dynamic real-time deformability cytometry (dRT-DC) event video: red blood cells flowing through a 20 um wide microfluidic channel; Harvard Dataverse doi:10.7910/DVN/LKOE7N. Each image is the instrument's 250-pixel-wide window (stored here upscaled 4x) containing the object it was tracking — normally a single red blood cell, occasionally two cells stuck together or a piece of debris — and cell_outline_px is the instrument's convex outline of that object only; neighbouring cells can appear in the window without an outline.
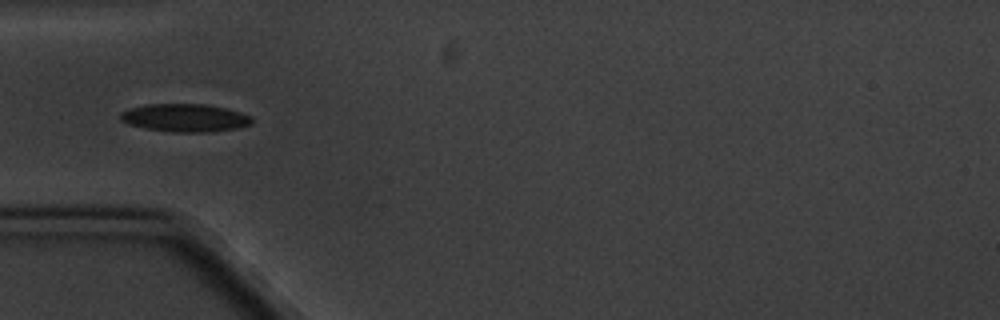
{"species": "common noctule bat (a hibernating species)", "species_latin": "Nyctalus noctula", "temperature_condition": "cold", "stored_images_in_passage": 8, "camera_frame_rate_fps": 3000, "um_per_image_px": 0.085, "animal": {"sex": "male", "body_mass_g": 20.1, "forearm_length_mm": 53.5}, "frame": {"image": 1, "passage_image": 2, "time_ms": 1.0, "image_size_px": [1000, 320], "cell_outline_px": [[252, 124], [236, 128], [212, 132], [172, 132], [144, 128], [128, 124], [120, 120], [120, 112], [128, 108], [148, 104], [204, 104], [224, 108], [240, 112], [252, 116]], "centroid_in_image_um": [15.7, 10.02], "position_along_channel_um": 69.3, "area_um2": 21.5}}
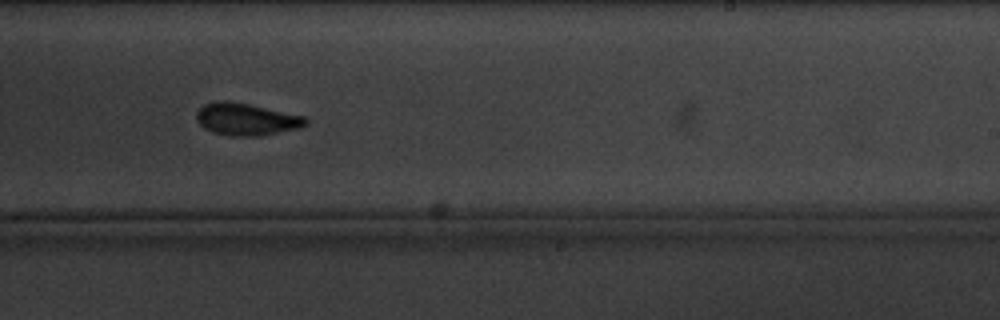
{"frame": {"image": 2, "passage_image": 7, "time_ms": 7.0, "image_size_px": [1000, 320], "cell_outline_px": [[308, 124], [300, 128], [256, 136], [228, 136], [212, 132], [204, 128], [196, 120], [196, 112], [204, 104], [216, 100], [228, 100], [248, 104], [304, 116], [308, 120]], "centroid_in_image_um": [20.9, 10.13], "position_along_channel_um": 268.1, "area_um2": 20.52}}